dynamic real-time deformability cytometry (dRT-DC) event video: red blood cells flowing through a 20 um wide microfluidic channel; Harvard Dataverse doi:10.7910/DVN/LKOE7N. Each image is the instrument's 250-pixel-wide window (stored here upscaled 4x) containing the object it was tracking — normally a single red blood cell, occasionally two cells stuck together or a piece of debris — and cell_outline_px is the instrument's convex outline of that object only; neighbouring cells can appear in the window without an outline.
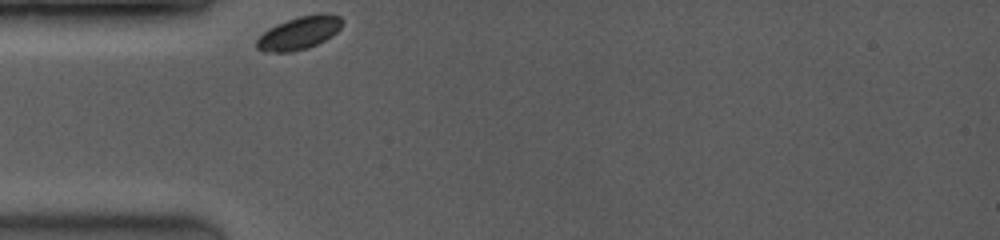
{"species": "common noctule bat (a hibernating species)", "species_latin": "Nyctalus noctula", "temperature_condition": "room temperature", "stored_images_in_passage": 22, "camera_frame_rate_fps": 3500, "um_per_image_px": 0.085, "animal": {"sex": "female", "body_mass_g": 19.0, "forearm_length_mm": 53.3}, "frame": {"image": 1, "passage_image": 1, "time_ms": 0.0, "image_size_px": [1000, 240], "cell_outline_px": [[344, 20], [340, 28], [332, 36], [316, 44], [292, 52], [264, 52], [256, 48], [256, 40], [268, 28], [276, 24], [300, 16], [320, 12], [328, 12], [340, 16]], "centroid_in_image_um": [25.44, 2.78], "position_along_channel_um": 59.6, "area_um2": 16.53}}
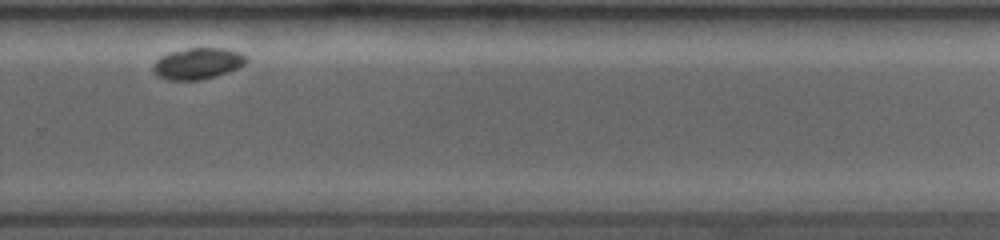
{"frame": {"image": 2, "passage_image": 17, "time_ms": 7.143, "image_size_px": [1000, 240], "cell_outline_px": [[248, 60], [244, 64], [228, 72], [216, 76], [200, 80], [168, 80], [160, 76], [152, 68], [156, 60], [160, 56], [168, 52], [188, 48], [224, 48], [240, 52], [248, 56]], "centroid_in_image_um": [16.83, 5.38], "position_along_channel_um": 313.0, "area_um2": 16.99}}
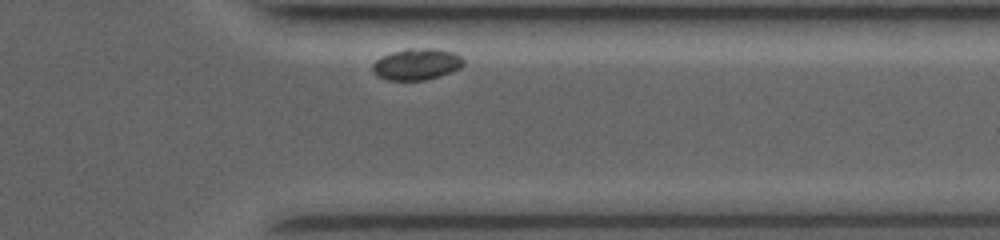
{"frame": {"image": 3, "passage_image": 21, "time_ms": 8.857, "image_size_px": [1000, 240], "cell_outline_px": [[464, 64], [460, 68], [452, 72], [440, 76], [424, 80], [388, 80], [372, 72], [372, 64], [380, 56], [392, 52], [408, 48], [432, 48], [456, 52], [464, 60]], "centroid_in_image_um": [35.43, 5.45], "position_along_channel_um": 376.0, "area_um2": 16.82}}